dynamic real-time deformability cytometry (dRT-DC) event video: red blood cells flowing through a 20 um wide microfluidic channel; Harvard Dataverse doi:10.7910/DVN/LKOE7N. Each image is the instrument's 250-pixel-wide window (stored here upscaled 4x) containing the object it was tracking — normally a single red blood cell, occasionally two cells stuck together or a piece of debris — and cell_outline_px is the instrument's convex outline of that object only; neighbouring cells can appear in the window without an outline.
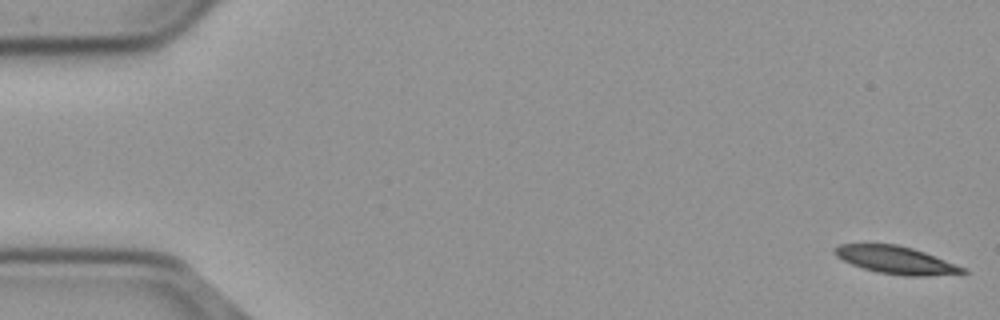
{"species": "common noctule bat (a hibernating species)", "species_latin": "Nyctalus noctula", "temperature_condition": "cold", "stored_images_in_passage": 10, "camera_frame_rate_fps": 3000, "um_per_image_px": 0.085, "animal": {"sex": "male", "body_mass_g": 23.1, "forearm_length_mm": 52.7}, "frame": {"image": 1, "passage_image": 1, "time_ms": 0.0, "image_size_px": [1000, 320], "cell_outline_px": [[968, 272], [924, 276], [904, 276], [880, 272], [864, 268], [852, 264], [836, 256], [836, 248], [840, 244], [896, 244], [912, 248], [924, 252], [964, 268]], "centroid_in_image_um": [76.15, 22.1], "position_along_channel_um": 8.9, "area_um2": 19.94}}